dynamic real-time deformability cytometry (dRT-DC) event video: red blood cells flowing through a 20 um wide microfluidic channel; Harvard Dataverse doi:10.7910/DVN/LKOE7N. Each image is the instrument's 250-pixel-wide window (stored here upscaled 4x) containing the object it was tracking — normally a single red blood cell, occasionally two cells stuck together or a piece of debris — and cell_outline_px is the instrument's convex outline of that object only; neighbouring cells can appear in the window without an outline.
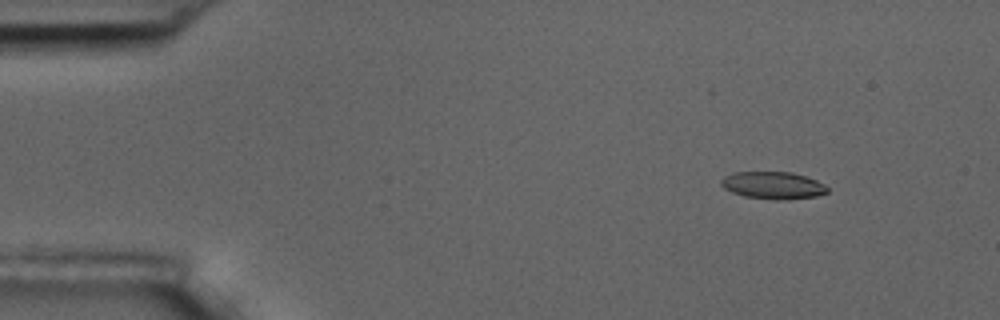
{"species": "common noctule bat (a hibernating species)", "species_latin": "Nyctalus noctula", "temperature_condition": "room temperature", "stored_images_in_passage": 55, "camera_frame_rate_fps": 3000, "um_per_image_px": 0.085, "animal": {"sex": "male", "body_mass_g": 17.5, "forearm_length_mm": 52.3}, "frame": {"image": 1, "passage_image": 6, "time_ms": 1.667, "image_size_px": [1000, 320], "cell_outline_px": [[828, 192], [816, 196], [788, 200], [776, 200], [744, 196], [732, 192], [724, 188], [720, 184], [720, 180], [724, 176], [732, 172], [792, 172], [816, 180], [824, 184], [828, 188]], "centroid_in_image_um": [65.69, 15.75], "position_along_channel_um": 19.3, "area_um2": 16.99}}
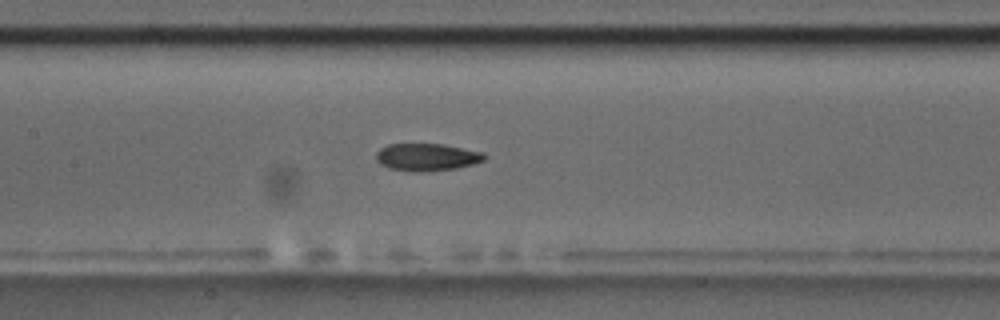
{"frame": {"image": 2, "passage_image": 26, "time_ms": 8.333, "image_size_px": [1000, 320], "cell_outline_px": [[484, 160], [472, 164], [456, 168], [428, 172], [408, 172], [388, 168], [380, 164], [376, 160], [376, 152], [380, 148], [388, 144], [444, 144], [484, 152]], "centroid_in_image_um": [36.24, 13.36], "position_along_channel_um": 171.2, "area_um2": 17.51}}
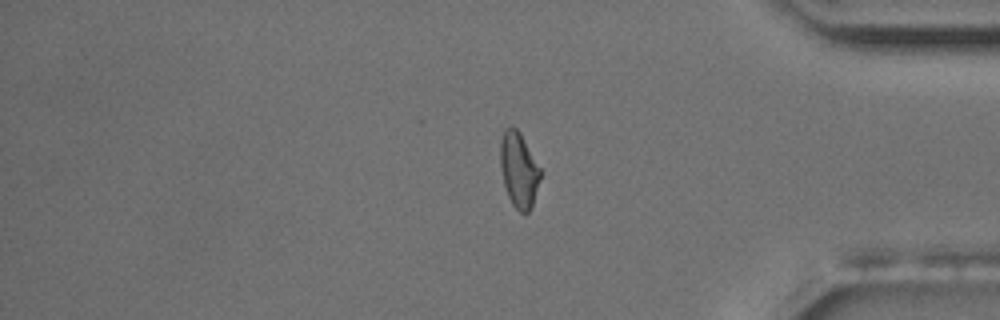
{"frame": {"image": 3, "passage_image": 46, "time_ms": 15.0, "image_size_px": [1000, 320], "cell_outline_px": [[540, 180], [532, 204], [528, 212], [520, 212], [512, 204], [508, 196], [504, 184], [500, 168], [500, 144], [504, 128], [516, 128], [520, 132], [540, 168]], "centroid_in_image_um": [44.08, 14.43], "position_along_channel_um": 391.1, "area_um2": 17.28}, "authors_computed_cell_mechanics": {"area_um2": 17.5134, "velocity_mm_per_s": 3.6294, "shape_relaxation_time_tau1_ms": 6.675, "shape_relaxation_time_tau2_ms": 5.3711, "deformation_change_tau1": 0.181, "deformation_change_tau2": 0.1297}}